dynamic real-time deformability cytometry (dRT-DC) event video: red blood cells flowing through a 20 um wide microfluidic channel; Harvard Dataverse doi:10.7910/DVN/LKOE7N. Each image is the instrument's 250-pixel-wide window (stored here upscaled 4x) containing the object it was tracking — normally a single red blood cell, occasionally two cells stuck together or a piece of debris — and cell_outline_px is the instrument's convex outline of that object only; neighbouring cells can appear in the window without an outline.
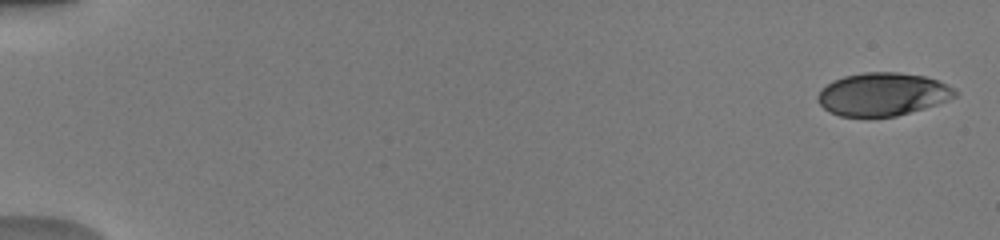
{"species": "human", "species_latin": "Homo sapiens", "temperature_condition": "warm", "stored_images_in_passage": 22, "camera_frame_rate_fps": 3000, "um_per_image_px": 0.085, "donor": {"sex": "male"}, "frame": {"image": 1, "passage_image": 2, "time_ms": 0.333, "image_size_px": [1000, 240], "cell_outline_px": [[956, 96], [936, 104], [924, 108], [896, 116], [840, 116], [824, 108], [816, 100], [816, 96], [828, 84], [844, 76], [864, 72], [900, 72], [924, 76], [948, 84], [956, 88]], "centroid_in_image_um": [75.04, 8.0], "position_along_channel_um": 10.0, "area_um2": 34.04}}
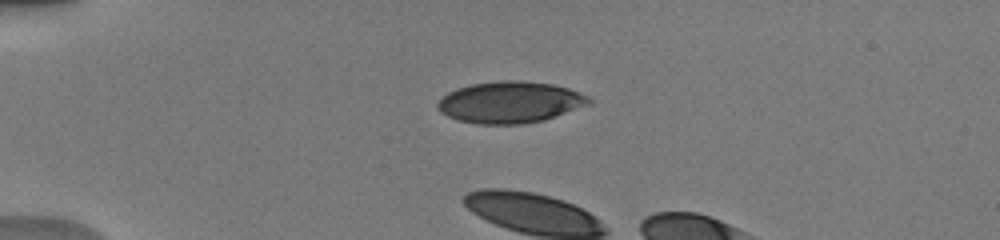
{"frame": {"image": 2, "passage_image": 14, "time_ms": 4.333, "image_size_px": [1000, 240], "cell_outline_px": [[592, 104], [544, 120], [524, 124], [476, 124], [460, 120], [448, 116], [440, 112], [436, 108], [436, 104], [448, 92], [456, 88], [472, 84], [500, 80], [520, 80], [552, 84], [568, 88], [580, 92], [588, 96], [592, 100]], "centroid_in_image_um": [43.38, 8.69], "position_along_channel_um": 41.6, "area_um2": 36.82}}